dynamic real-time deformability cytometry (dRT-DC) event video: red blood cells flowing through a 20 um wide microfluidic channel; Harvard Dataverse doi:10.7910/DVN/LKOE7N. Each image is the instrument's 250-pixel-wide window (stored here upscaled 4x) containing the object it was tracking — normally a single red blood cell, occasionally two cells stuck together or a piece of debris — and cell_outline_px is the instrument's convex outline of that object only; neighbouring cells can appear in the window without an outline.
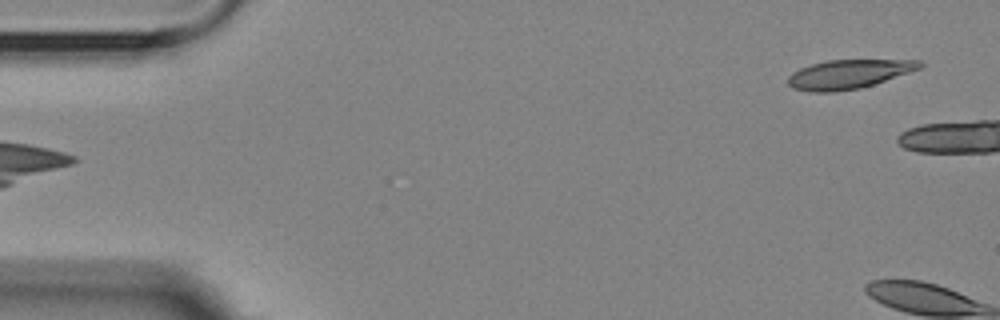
{"species": "Egyptian fruit bat (a non-hibernating species)", "species_latin": "Rousettus aegyptiacus", "temperature_condition": "room temperature", "stored_images_in_passage": 5, "camera_frame_rate_fps": 3000, "um_per_image_px": 0.085, "animal": {"sex": "female"}, "frame": {"image": 1, "passage_image": 5, "time_ms": 4.333, "image_size_px": [1000, 320], "cell_outline_px": [[924, 64], [920, 68], [860, 88], [832, 92], [808, 92], [792, 88], [788, 84], [788, 76], [792, 72], [800, 68], [812, 64], [828, 60], [920, 60]], "centroid_in_image_um": [72.07, 6.3], "position_along_channel_um": 12.9, "area_um2": 22.02}}